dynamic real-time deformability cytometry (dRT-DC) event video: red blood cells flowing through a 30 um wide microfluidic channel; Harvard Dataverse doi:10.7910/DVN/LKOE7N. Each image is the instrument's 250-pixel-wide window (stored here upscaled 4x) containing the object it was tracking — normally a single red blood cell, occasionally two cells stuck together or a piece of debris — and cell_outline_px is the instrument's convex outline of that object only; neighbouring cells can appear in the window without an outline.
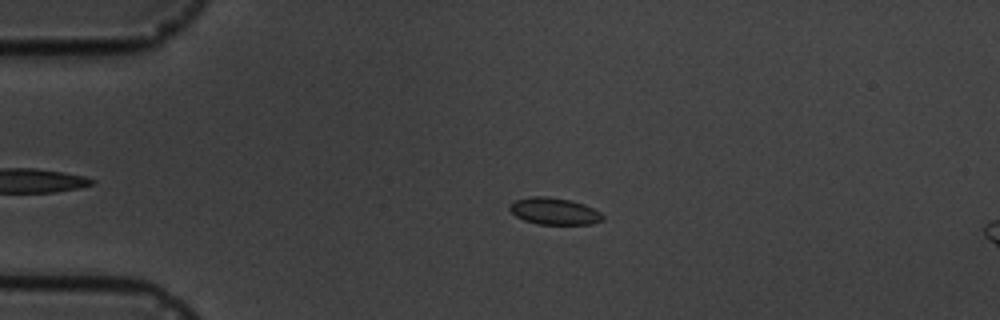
{"species": "common noctule bat (a hibernating species)", "species_latin": "Nyctalus noctula", "temperature_condition": "cold", "stored_images_in_passage": 5, "camera_frame_rate_fps": 3000, "um_per_image_px": 0.085, "animal": {"sex": "male", "body_mass_g": 19.5, "forearm_length_mm": 54.6}, "frame": {"image": 1, "passage_image": 3, "time_ms": 2.333, "image_size_px": [1000, 320], "cell_outline_px": [[604, 220], [592, 224], [536, 224], [524, 220], [516, 216], [508, 208], [508, 204], [516, 200], [532, 196], [548, 196], [572, 200], [584, 204], [600, 212], [604, 216]], "centroid_in_image_um": [47.11, 17.95], "position_along_channel_um": 37.9, "area_um2": 14.68}}